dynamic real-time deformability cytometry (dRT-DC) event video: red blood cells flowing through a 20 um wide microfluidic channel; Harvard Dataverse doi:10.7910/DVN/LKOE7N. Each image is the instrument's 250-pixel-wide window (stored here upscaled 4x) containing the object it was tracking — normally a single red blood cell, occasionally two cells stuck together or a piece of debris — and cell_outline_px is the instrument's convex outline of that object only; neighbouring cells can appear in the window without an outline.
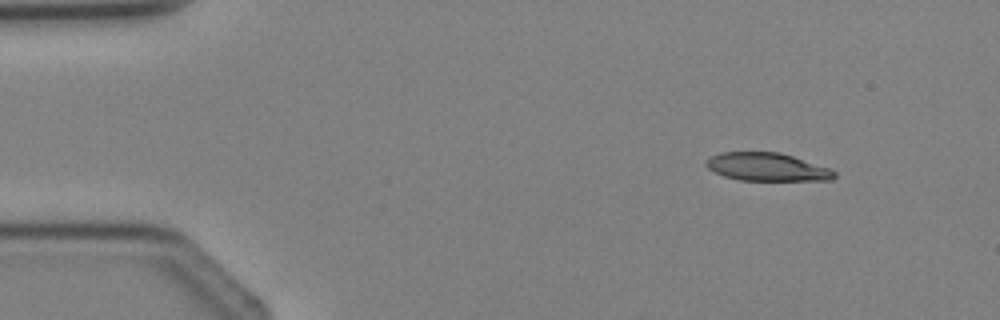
{"species": "Egyptian fruit bat (a non-hibernating species)", "species_latin": "Rousettus aegyptiacus", "temperature_condition": "cold", "stored_images_in_passage": 4, "camera_frame_rate_fps": 3000, "um_per_image_px": 0.085, "animal": {"sex": "female"}, "frame": {"image": 1, "passage_image": 2, "time_ms": 1.333, "image_size_px": [1000, 320], "cell_outline_px": [[836, 176], [832, 180], [740, 180], [724, 176], [708, 168], [704, 164], [712, 156], [720, 152], [780, 152], [828, 168], [836, 172]], "centroid_in_image_um": [65.19, 14.19], "position_along_channel_um": 19.8, "area_um2": 20.69}}
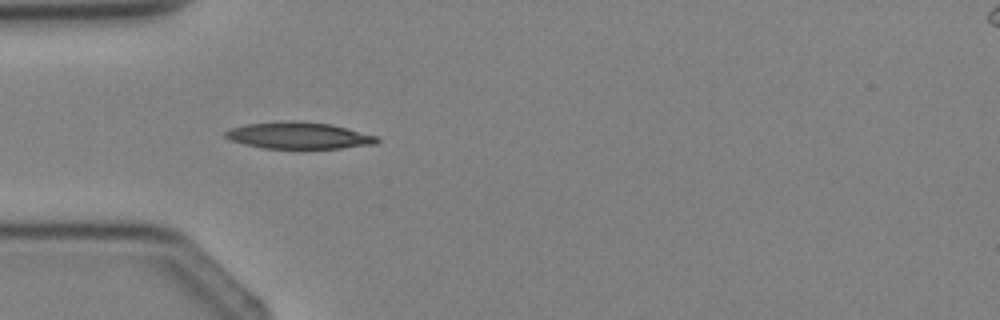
{"frame": {"image": 2, "passage_image": 4, "time_ms": 3.667, "image_size_px": [1000, 320], "cell_outline_px": [[380, 140], [376, 144], [340, 148], [264, 148], [244, 144], [228, 140], [224, 136], [224, 132], [232, 128], [248, 124], [284, 120], [296, 120], [332, 124], [380, 136]], "centroid_in_image_um": [25.43, 11.51], "position_along_channel_um": 59.6, "area_um2": 23.81}}